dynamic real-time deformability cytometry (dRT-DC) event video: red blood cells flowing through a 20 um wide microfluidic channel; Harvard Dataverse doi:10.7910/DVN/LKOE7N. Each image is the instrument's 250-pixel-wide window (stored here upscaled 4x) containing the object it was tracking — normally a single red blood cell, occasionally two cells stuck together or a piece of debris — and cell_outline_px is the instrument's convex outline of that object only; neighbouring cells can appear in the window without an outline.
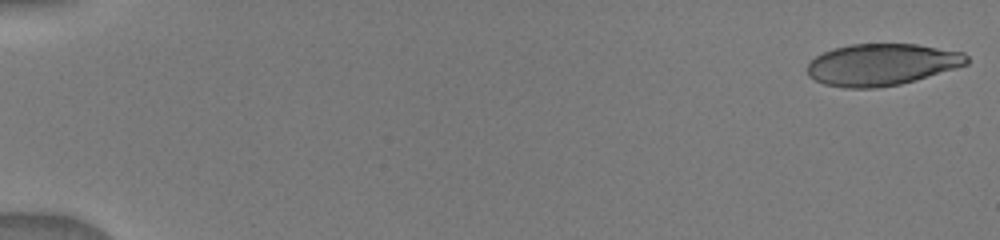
{"species": "human", "species_latin": "Homo sapiens", "temperature_condition": "warm", "stored_images_in_passage": 11, "camera_frame_rate_fps": 3000, "um_per_image_px": 0.085, "donor": {"sex": "male"}, "frame": {"image": 1, "passage_image": 1, "time_ms": 0.0, "image_size_px": [1000, 240], "cell_outline_px": [[968, 64], [956, 68], [916, 80], [900, 84], [876, 88], [844, 88], [824, 84], [808, 76], [808, 64], [816, 56], [832, 48], [852, 44], [916, 44], [964, 52], [968, 56]], "centroid_in_image_um": [74.96, 5.49], "position_along_channel_um": 10.0, "area_um2": 38.84}}
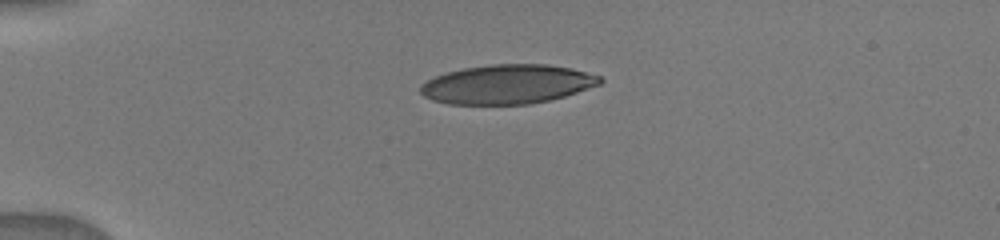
{"frame": {"image": 2, "passage_image": 7, "time_ms": 4.0, "image_size_px": [1000, 240], "cell_outline_px": [[604, 80], [600, 84], [564, 96], [548, 100], [528, 104], [448, 104], [432, 100], [424, 96], [420, 92], [420, 88], [428, 80], [436, 76], [448, 72], [464, 68], [492, 64], [548, 64], [572, 68], [600, 76]], "centroid_in_image_um": [43.14, 7.16], "position_along_channel_um": 41.9, "area_um2": 40.75}}
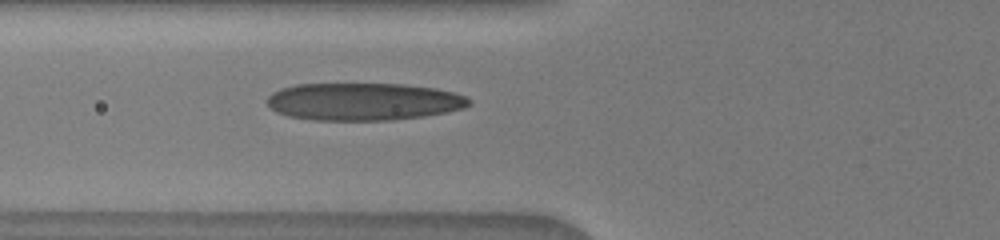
{"frame": {"image": 3, "passage_image": 11, "time_ms": 6.333, "image_size_px": [1000, 240], "cell_outline_px": [[472, 104], [464, 108], [424, 116], [392, 120], [312, 120], [288, 116], [276, 112], [268, 104], [268, 96], [272, 92], [280, 88], [296, 84], [404, 84], [436, 88], [468, 96], [472, 100]], "centroid_in_image_um": [30.91, 8.63], "position_along_channel_um": 94.9, "area_um2": 44.33}}